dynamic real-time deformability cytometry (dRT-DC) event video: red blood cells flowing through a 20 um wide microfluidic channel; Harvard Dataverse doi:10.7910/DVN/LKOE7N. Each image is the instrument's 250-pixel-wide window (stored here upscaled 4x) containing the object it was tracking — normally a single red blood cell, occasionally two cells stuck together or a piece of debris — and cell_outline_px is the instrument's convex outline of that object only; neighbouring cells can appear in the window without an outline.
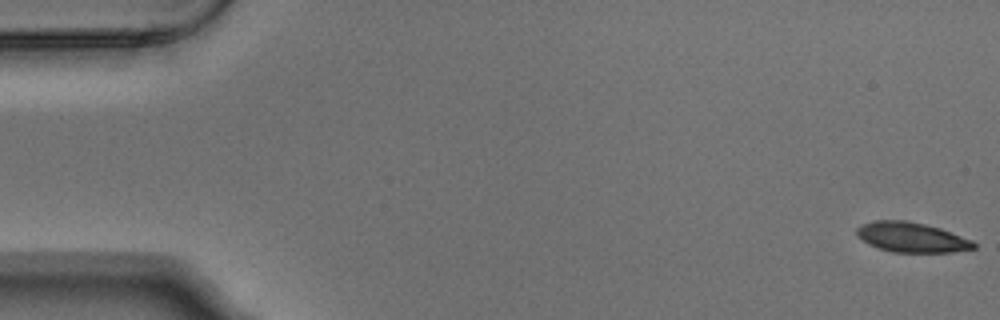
{"species": "Egyptian fruit bat (a non-hibernating species)", "species_latin": "Rousettus aegyptiacus", "temperature_condition": "warm", "stored_images_in_passage": 3, "camera_frame_rate_fps": 3000, "um_per_image_px": 0.085, "animal": {"sex": "male"}, "frame": {"image": 1, "passage_image": 1, "time_ms": 0.0, "image_size_px": [1000, 320], "cell_outline_px": [[976, 248], [952, 252], [892, 252], [868, 244], [860, 240], [856, 236], [856, 228], [860, 224], [876, 220], [904, 220], [924, 224], [940, 228], [972, 240], [976, 244]], "centroid_in_image_um": [77.44, 20.17], "position_along_channel_um": 7.6, "area_um2": 20.46}}
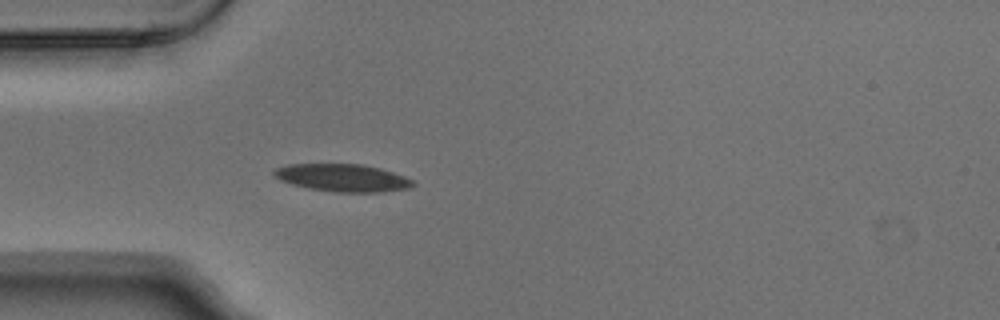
{"frame": {"image": 2, "passage_image": 3, "time_ms": 0.667, "image_size_px": [1000, 320], "cell_outline_px": [[416, 184], [408, 188], [380, 192], [332, 192], [308, 188], [292, 184], [280, 180], [272, 176], [272, 172], [276, 168], [288, 164], [360, 164], [380, 168], [404, 176], [412, 180]], "centroid_in_image_um": [29.08, 15.11], "position_along_channel_um": 55.9, "area_um2": 22.31}}